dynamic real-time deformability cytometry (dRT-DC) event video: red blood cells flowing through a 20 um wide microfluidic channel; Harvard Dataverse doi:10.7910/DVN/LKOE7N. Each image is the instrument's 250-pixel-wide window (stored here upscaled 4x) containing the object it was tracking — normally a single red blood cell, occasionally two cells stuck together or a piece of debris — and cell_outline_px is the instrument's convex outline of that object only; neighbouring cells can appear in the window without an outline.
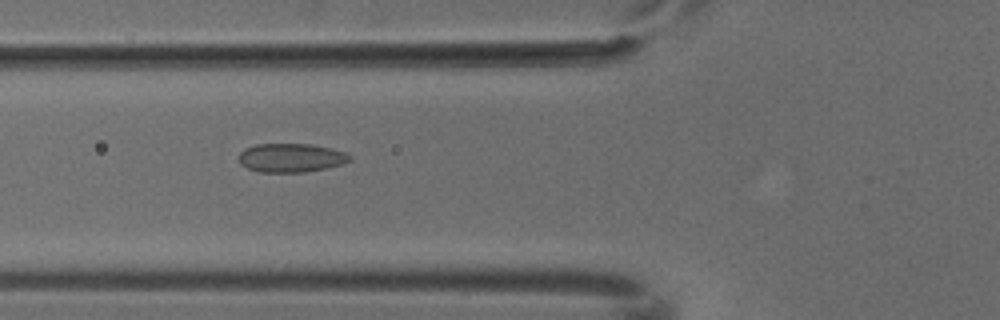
{"species": "common noctule bat (a hibernating species)", "species_latin": "Nyctalus noctula", "temperature_condition": "cold", "stored_images_in_passage": 6, "camera_frame_rate_fps": 3000, "um_per_image_px": 0.085, "animal": {"sex": "male", "body_mass_g": 18.8}, "frame": {"image": 1, "passage_image": 5, "time_ms": 1.333, "image_size_px": [1000, 320], "cell_outline_px": [[352, 160], [340, 164], [324, 168], [304, 172], [260, 172], [248, 168], [240, 164], [236, 156], [244, 148], [256, 144], [312, 144], [332, 148], [344, 152], [352, 156]], "centroid_in_image_um": [24.69, 13.4], "position_along_channel_um": 101.1, "area_um2": 18.73}}
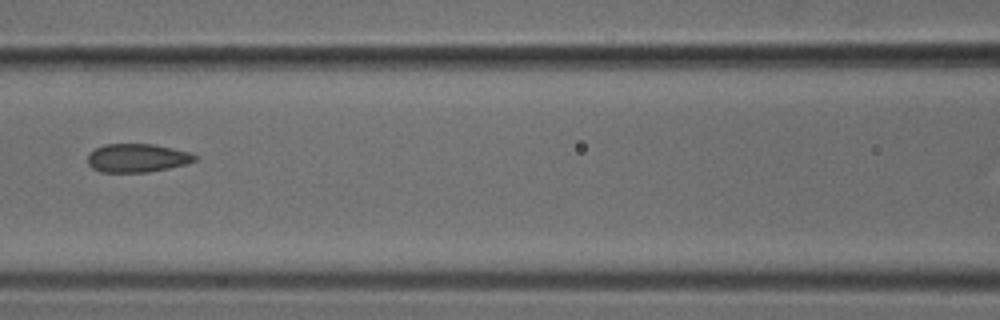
{"frame": {"image": 2, "passage_image": 6, "time_ms": 1.667, "image_size_px": [1000, 320], "cell_outline_px": [[196, 160], [188, 164], [148, 172], [100, 172], [92, 168], [88, 164], [88, 152], [104, 144], [152, 144], [172, 148], [188, 152], [196, 156]], "centroid_in_image_um": [11.63, 13.43], "position_along_channel_um": 155.0, "area_um2": 17.8}}